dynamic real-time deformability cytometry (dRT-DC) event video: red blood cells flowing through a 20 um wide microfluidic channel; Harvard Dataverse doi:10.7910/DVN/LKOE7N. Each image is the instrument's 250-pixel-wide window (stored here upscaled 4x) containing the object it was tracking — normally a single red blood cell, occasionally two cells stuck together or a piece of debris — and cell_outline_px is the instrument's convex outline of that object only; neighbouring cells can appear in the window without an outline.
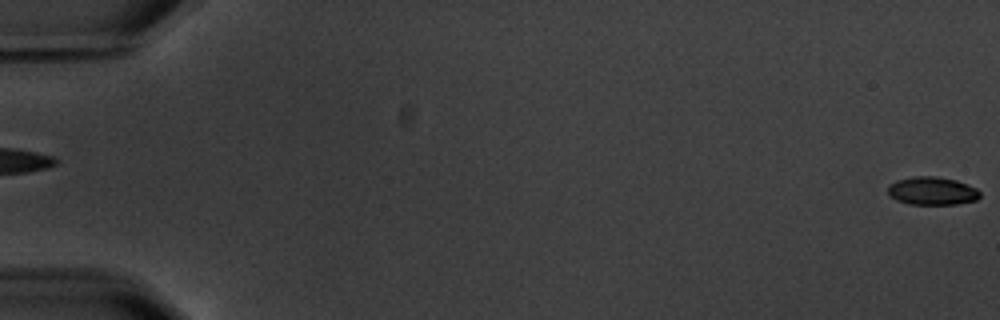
{"species": "common noctule bat (a hibernating species)", "species_latin": "Nyctalus noctula", "temperature_condition": "warm", "stored_images_in_passage": 6, "segment_of_instrument_passage": [2, 2], "camera_frame_rate_fps": 3000, "um_per_image_px": 0.085, "animal": {"sex": "male", "body_mass_g": 20.1, "forearm_length_mm": 53.5}, "frame": {"image": 1, "passage_image": 6, "time_ms": 6.0, "image_size_px": [1000, 320], "cell_outline_px": [[980, 196], [976, 200], [956, 204], [908, 204], [896, 200], [888, 192], [888, 184], [896, 180], [912, 176], [936, 176], [956, 180], [968, 184], [976, 188], [980, 192]], "centroid_in_image_um": [79.23, 16.22], "position_along_channel_um": 5.8, "area_um2": 15.14}}